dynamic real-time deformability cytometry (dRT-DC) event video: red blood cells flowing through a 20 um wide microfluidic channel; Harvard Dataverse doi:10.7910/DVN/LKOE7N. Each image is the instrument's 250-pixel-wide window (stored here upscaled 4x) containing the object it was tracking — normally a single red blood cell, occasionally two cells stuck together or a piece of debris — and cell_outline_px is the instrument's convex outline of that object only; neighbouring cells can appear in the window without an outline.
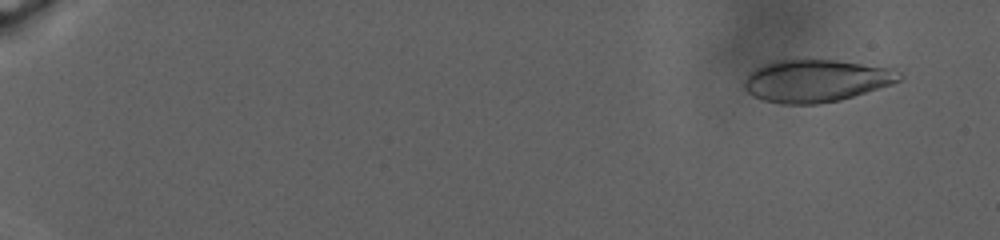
{"species": "human", "species_latin": "Homo sapiens", "temperature_condition": "warm", "stored_images_in_passage": 37, "camera_frame_rate_fps": 3000, "um_per_image_px": 0.085, "donor": {"sex": "male"}, "frame": {"image": 1, "passage_image": 3, "time_ms": 2.0, "image_size_px": [1000, 240], "cell_outline_px": [[904, 76], [900, 80], [892, 84], [840, 100], [816, 104], [784, 104], [764, 100], [752, 96], [744, 88], [744, 80], [756, 68], [776, 60], [804, 56], [836, 60], [892, 68], [900, 72]], "centroid_in_image_um": [69.37, 6.82], "position_along_channel_um": 15.6, "area_um2": 38.96}}
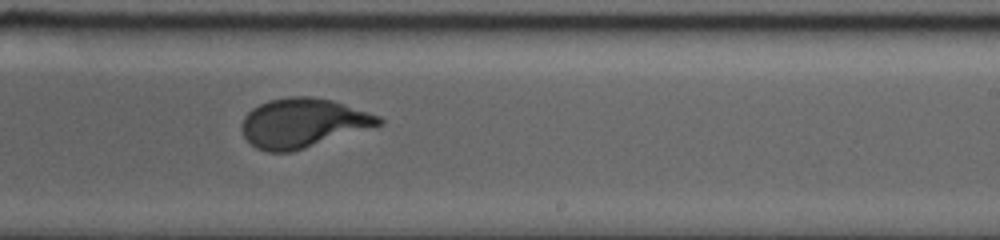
{"frame": {"image": 2, "passage_image": 25, "time_ms": 22.0, "image_size_px": [1000, 240], "cell_outline_px": [[384, 124], [292, 152], [268, 152], [256, 148], [244, 136], [240, 128], [240, 124], [244, 116], [252, 108], [268, 100], [288, 96], [308, 96], [332, 100], [380, 116], [384, 120]], "centroid_in_image_um": [25.73, 10.45], "position_along_channel_um": 263.3, "area_um2": 39.36}}
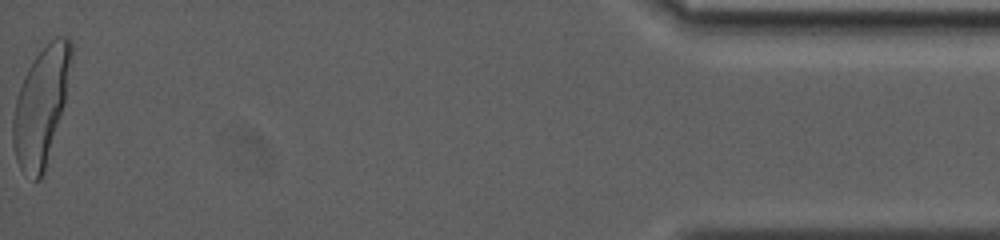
{"frame": {"image": 3, "passage_image": 37, "time_ms": 33.0, "image_size_px": [1000, 240], "cell_outline_px": [[72, 56], [64, 104], [44, 172], [40, 180], [36, 180], [20, 168], [16, 160], [12, 144], [12, 120], [16, 100], [24, 76], [28, 68], [36, 56], [56, 36], [68, 36], [72, 40]], "centroid_in_image_um": [3.49, 9.01], "position_along_channel_um": 431.7, "area_um2": 39.3}, "authors_computed_cell_mechanics": {"area_um2": 38.8416, "velocity_mm_per_s": 2.2073, "shape_relaxation_time_tau1_ms": 9.437, "shape_relaxation_time_tau2_ms": null, "deformation_change_tau1": 0.2426, "deformation_change_tau2": null}}